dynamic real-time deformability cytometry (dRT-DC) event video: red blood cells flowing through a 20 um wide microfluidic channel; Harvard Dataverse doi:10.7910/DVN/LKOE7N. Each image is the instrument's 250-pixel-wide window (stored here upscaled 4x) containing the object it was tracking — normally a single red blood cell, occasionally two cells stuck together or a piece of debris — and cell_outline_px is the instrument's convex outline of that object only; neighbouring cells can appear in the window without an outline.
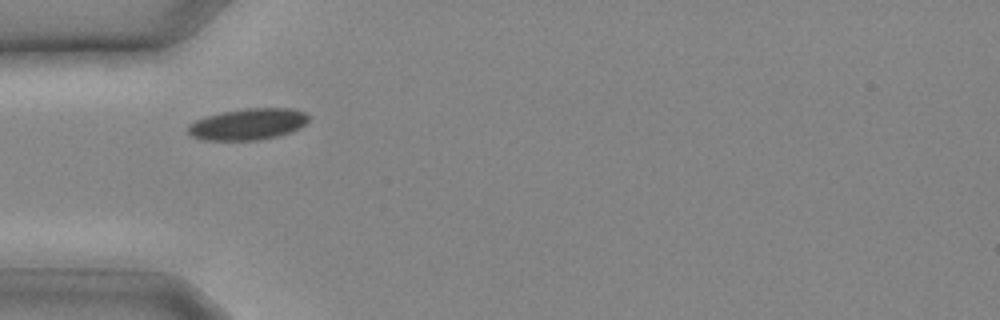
{"species": "common noctule bat (a hibernating species)", "species_latin": "Nyctalus noctula", "temperature_condition": "cold", "stored_images_in_passage": 16, "camera_frame_rate_fps": 3000, "um_per_image_px": 0.085, "animal": {"sex": "male", "body_mass_g": 20.4}, "frame": {"image": 1, "passage_image": 1, "time_ms": 0.0, "image_size_px": [1000, 320], "cell_outline_px": [[308, 120], [300, 128], [292, 132], [260, 140], [204, 140], [192, 136], [188, 132], [188, 128], [196, 120], [208, 116], [224, 112], [248, 108], [288, 108], [304, 112], [308, 116]], "centroid_in_image_um": [21.11, 10.56], "position_along_channel_um": 63.9, "area_um2": 21.73}}
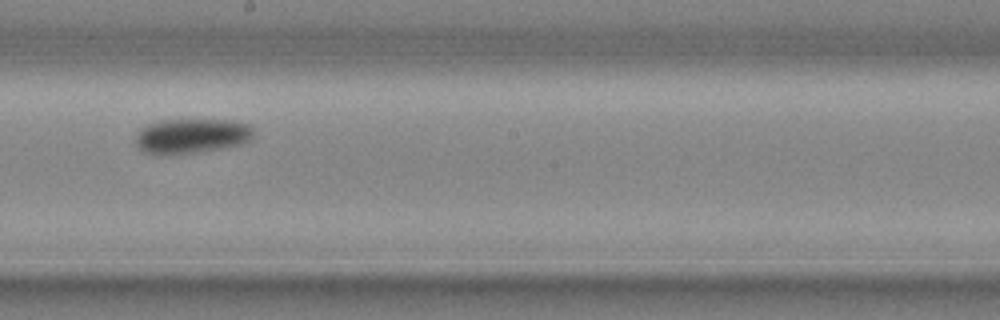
{"frame": {"image": 2, "passage_image": 8, "time_ms": 2.333, "image_size_px": [1000, 320], "cell_outline_px": [[252, 136], [248, 140], [240, 144], [220, 148], [196, 152], [156, 156], [144, 152], [136, 144], [136, 136], [140, 128], [148, 124], [160, 120], [232, 120], [248, 124], [252, 128]], "centroid_in_image_um": [16.22, 11.56], "position_along_channel_um": 232.0, "area_um2": 23.87}}
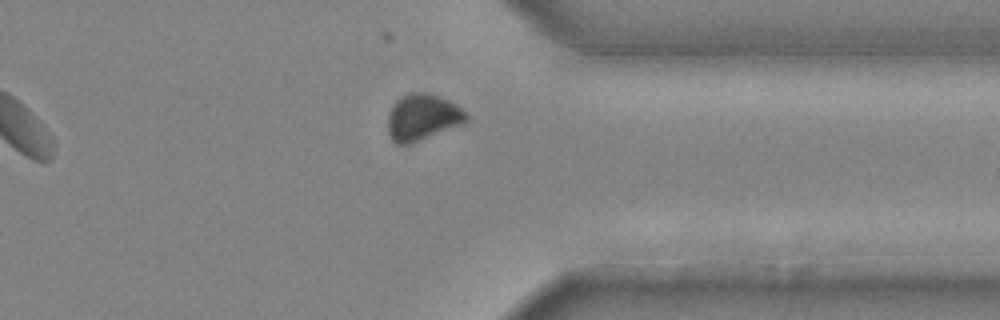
{"frame": {"image": 3, "passage_image": 14, "time_ms": 4.333, "image_size_px": [1000, 320], "cell_outline_px": [[468, 120], [464, 124], [408, 144], [396, 144], [392, 140], [388, 132], [388, 116], [392, 104], [400, 96], [412, 92], [428, 92], [448, 100], [456, 104], [468, 116]], "centroid_in_image_um": [35.9, 9.95], "position_along_channel_um": 375.5, "area_um2": 21.21}}